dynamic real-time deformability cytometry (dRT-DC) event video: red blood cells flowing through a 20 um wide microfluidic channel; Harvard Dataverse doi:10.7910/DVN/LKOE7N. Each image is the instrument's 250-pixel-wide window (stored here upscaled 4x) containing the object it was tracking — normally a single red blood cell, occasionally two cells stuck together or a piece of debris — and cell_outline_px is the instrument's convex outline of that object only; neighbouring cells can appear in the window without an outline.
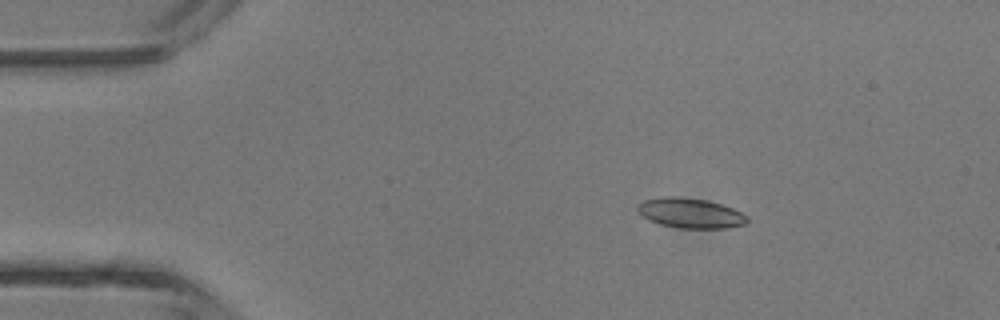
{"species": "common noctule bat (a hibernating species)", "species_latin": "Nyctalus noctula", "temperature_condition": "room temperature", "stored_images_in_passage": 5, "camera_frame_rate_fps": 3000, "um_per_image_px": 0.085, "animal": {"sex": "male", "body_mass_g": 13.3}, "frame": {"image": 1, "passage_image": 2, "time_ms": 1.333, "image_size_px": [1000, 320], "cell_outline_px": [[748, 220], [744, 224], [724, 228], [680, 228], [660, 224], [648, 220], [636, 208], [636, 204], [644, 200], [664, 196], [680, 196], [708, 200], [732, 208], [748, 216]], "centroid_in_image_um": [58.65, 18.1], "position_along_channel_um": 26.3, "area_um2": 19.13}}
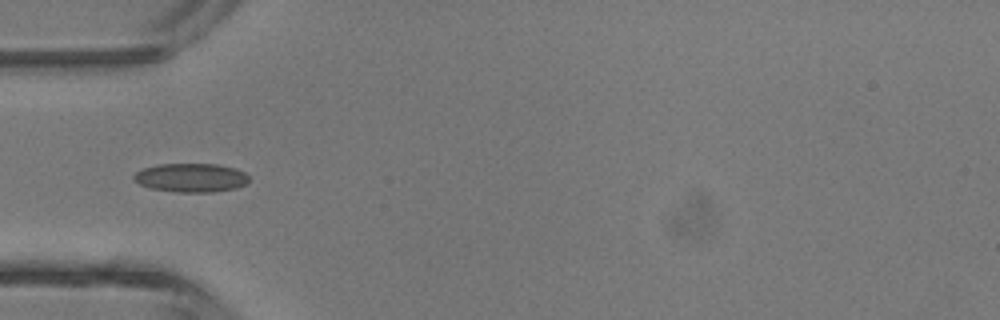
{"frame": {"image": 2, "passage_image": 4, "time_ms": 3.667, "image_size_px": [1000, 320], "cell_outline_px": [[248, 180], [244, 184], [236, 188], [212, 192], [176, 192], [152, 188], [140, 184], [132, 180], [132, 176], [136, 172], [144, 168], [156, 164], [220, 164], [236, 168], [244, 172], [248, 176]], "centroid_in_image_um": [16.22, 15.09], "position_along_channel_um": 68.8, "area_um2": 19.36}}
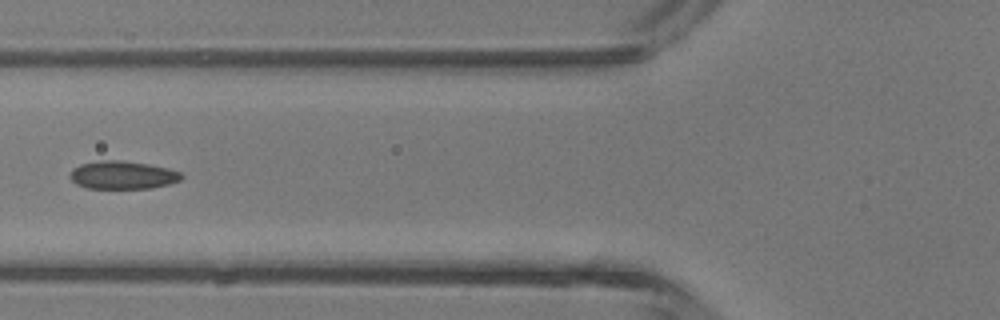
{"frame": {"image": 3, "passage_image": 5, "time_ms": 4.667, "image_size_px": [1000, 320], "cell_outline_px": [[184, 176], [180, 180], [168, 184], [152, 188], [88, 188], [76, 184], [68, 176], [72, 168], [80, 164], [100, 160], [124, 160], [148, 164], [168, 168], [180, 172]], "centroid_in_image_um": [10.4, 14.87], "position_along_channel_um": 115.4, "area_um2": 18.32}}